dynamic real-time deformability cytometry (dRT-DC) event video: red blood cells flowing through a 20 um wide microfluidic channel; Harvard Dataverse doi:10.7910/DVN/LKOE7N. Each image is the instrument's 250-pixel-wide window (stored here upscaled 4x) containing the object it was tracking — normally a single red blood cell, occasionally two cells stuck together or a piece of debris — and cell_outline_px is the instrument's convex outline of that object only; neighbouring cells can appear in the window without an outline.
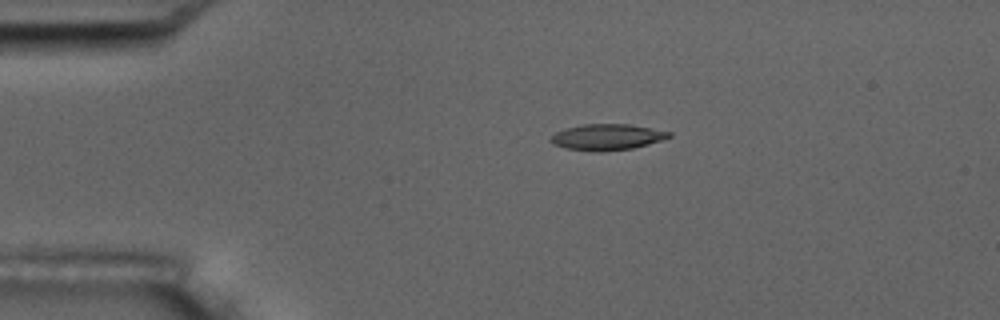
{"species": "common noctule bat (a hibernating species)", "species_latin": "Nyctalus noctula", "temperature_condition": "room temperature", "stored_images_in_passage": 15, "camera_frame_rate_fps": 3000, "um_per_image_px": 0.085, "animal": {"sex": "male", "body_mass_g": 17.5, "forearm_length_mm": 52.3}, "frame": {"image": 1, "passage_image": 3, "time_ms": 3.333, "image_size_px": [1000, 320], "cell_outline_px": [[672, 136], [648, 144], [632, 148], [600, 152], [592, 152], [564, 148], [552, 144], [548, 140], [556, 132], [564, 128], [580, 124], [632, 124], [672, 132]], "centroid_in_image_um": [51.56, 11.65], "position_along_channel_um": 33.4, "area_um2": 18.21}}
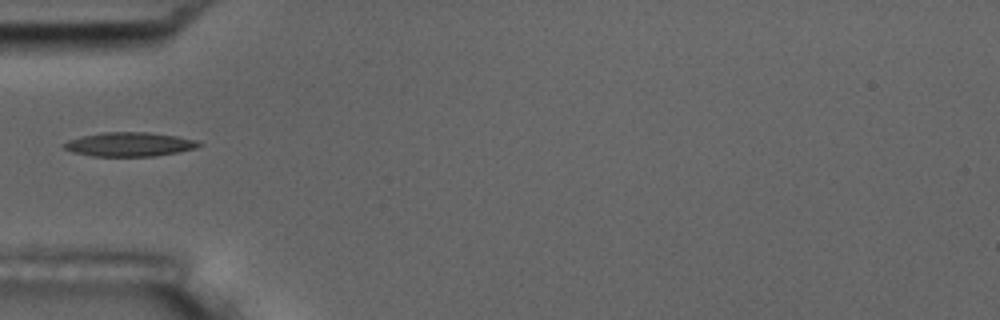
{"frame": {"image": 2, "passage_image": 5, "time_ms": 5.667, "image_size_px": [1000, 320], "cell_outline_px": [[204, 144], [196, 148], [156, 156], [92, 156], [72, 152], [64, 148], [60, 144], [68, 140], [80, 136], [100, 132], [148, 132], [176, 136], [196, 140]], "centroid_in_image_um": [10.96, 12.26], "position_along_channel_um": 74.0, "area_um2": 19.07}}
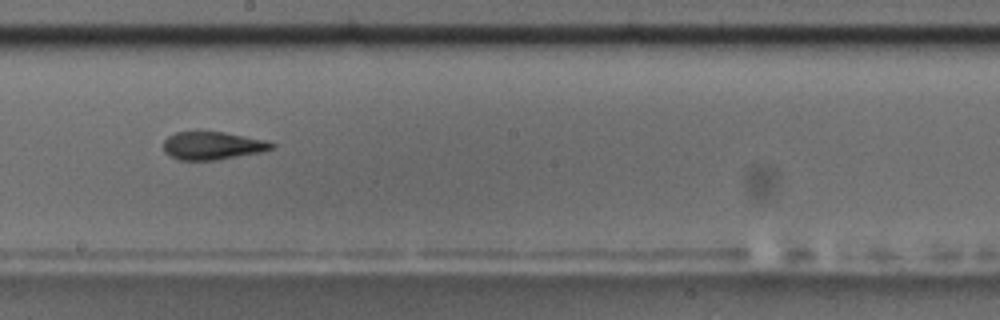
{"frame": {"image": 3, "passage_image": 9, "time_ms": 10.0, "image_size_px": [1000, 320], "cell_outline_px": [[276, 144], [272, 148], [260, 152], [216, 160], [180, 160], [164, 152], [164, 140], [168, 136], [176, 132], [224, 132], [268, 140]], "centroid_in_image_um": [18.08, 12.37], "position_along_channel_um": 230.1, "area_um2": 17.51}, "authors_computed_cell_mechanics": {"area_um2": 17.8602, "velocity_mm_per_s": 3.6066, "shape_relaxation_time_tau1_ms": 9.2459, "shape_relaxation_time_tau2_ms": 4.633, "deformation_change_tau1": 0.239, "deformation_change_tau2": 0.1413}}